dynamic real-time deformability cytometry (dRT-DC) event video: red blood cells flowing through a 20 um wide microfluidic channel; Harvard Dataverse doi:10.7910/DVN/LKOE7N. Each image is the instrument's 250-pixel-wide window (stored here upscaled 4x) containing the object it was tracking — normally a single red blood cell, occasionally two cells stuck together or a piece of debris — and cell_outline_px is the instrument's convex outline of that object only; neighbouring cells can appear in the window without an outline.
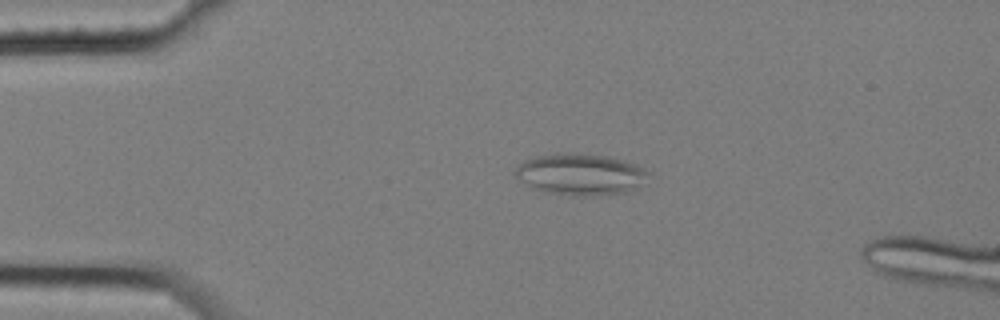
{"species": "common noctule bat (a hibernating species)", "species_latin": "Nyctalus noctula", "temperature_condition": "cold", "stored_images_in_passage": 5, "camera_frame_rate_fps": 3000, "um_per_image_px": 0.085, "animal": {"sex": "female", "body_mass_g": 25.1}, "frame": {"image": 1, "passage_image": 4, "time_ms": 1.0, "image_size_px": [1000, 320], "cell_outline_px": [[648, 172], [640, 184], [636, 188], [624, 192], [592, 196], [576, 196], [552, 192], [528, 184], [516, 176], [512, 172], [524, 160], [536, 156], [556, 152], [588, 152], [608, 156], [636, 164]], "centroid_in_image_um": [49.33, 14.77], "position_along_channel_um": 35.7, "area_um2": 31.85}}